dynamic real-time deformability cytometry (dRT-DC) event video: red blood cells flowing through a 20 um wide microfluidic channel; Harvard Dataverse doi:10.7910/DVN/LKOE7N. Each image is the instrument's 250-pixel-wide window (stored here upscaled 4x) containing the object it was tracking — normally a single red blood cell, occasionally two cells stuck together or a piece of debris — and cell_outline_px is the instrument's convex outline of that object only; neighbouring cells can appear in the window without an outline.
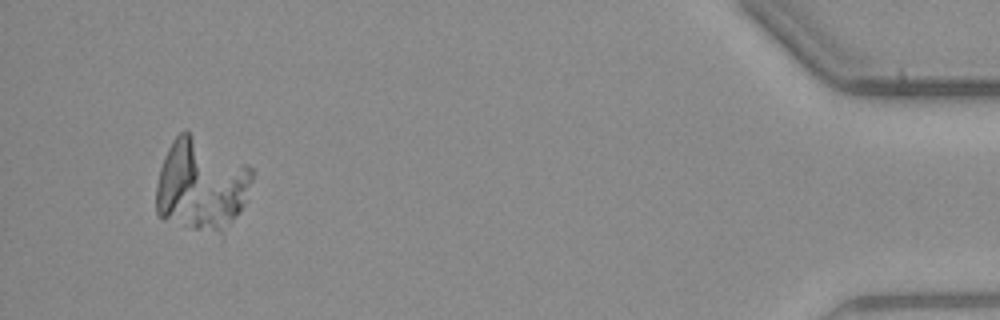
{"species": "common noctule bat (a hibernating species)", "species_latin": "Nyctalus noctula", "temperature_condition": "warm", "stored_images_in_passage": 41, "camera_frame_rate_fps": 3000, "um_per_image_px": 0.085, "animal": {"sex": "male", "body_mass_g": 23.1, "forearm_length_mm": 52.7}, "frame": {"image": 1, "passage_image": 38, "time_ms": 12.333, "image_size_px": [1000, 320], "cell_outline_px": [[252, 180], [248, 200], [240, 212], [228, 224], [216, 228], [192, 228], [184, 224], [196, 204], [240, 164], [248, 164], [252, 168]], "centroid_in_image_um": [18.96, 17.04], "position_along_channel_um": 416.2, "area_um2": 17.17}}